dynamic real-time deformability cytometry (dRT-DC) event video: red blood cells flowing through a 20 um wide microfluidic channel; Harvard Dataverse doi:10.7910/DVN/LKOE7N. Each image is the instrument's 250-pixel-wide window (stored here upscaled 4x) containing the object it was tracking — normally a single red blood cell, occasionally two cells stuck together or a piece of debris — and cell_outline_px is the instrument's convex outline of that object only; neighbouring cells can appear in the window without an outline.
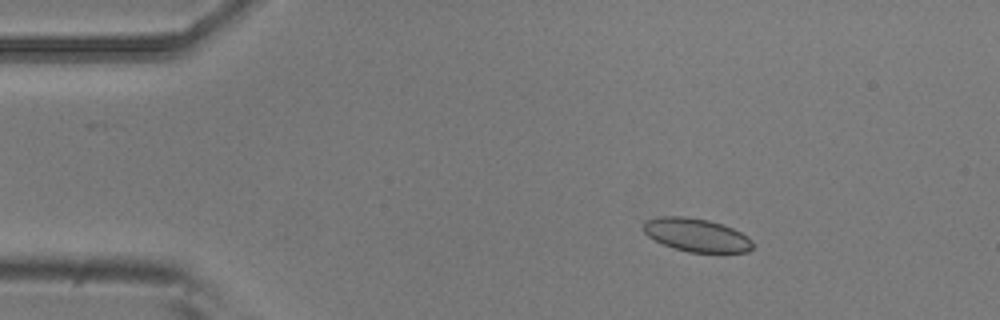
{"species": "common noctule bat (a hibernating species)", "species_latin": "Nyctalus noctula", "temperature_condition": "room temperature", "stored_images_in_passage": 4, "camera_frame_rate_fps": 3000, "um_per_image_px": 0.085, "animal": {"sex": "male", "body_mass_g": 20.5, "forearm_length_mm": 52.5}, "frame": {"image": 1, "passage_image": 2, "time_ms": 0.333, "image_size_px": [1000, 320], "cell_outline_px": [[752, 248], [748, 252], [688, 252], [664, 244], [648, 236], [644, 232], [644, 220], [660, 216], [684, 216], [708, 220], [732, 228], [748, 236], [752, 240]], "centroid_in_image_um": [59.2, 19.97], "position_along_channel_um": 25.8, "area_um2": 20.98}}
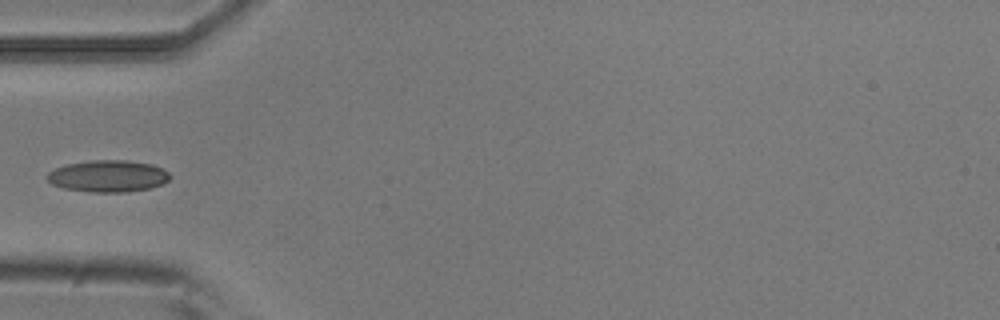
{"frame": {"image": 2, "passage_image": 4, "time_ms": 1.0, "image_size_px": [1000, 320], "cell_outline_px": [[172, 176], [168, 180], [160, 184], [148, 188], [128, 192], [88, 192], [64, 188], [52, 184], [44, 176], [48, 172], [56, 168], [68, 164], [92, 160], [124, 160], [152, 164], [168, 172]], "centroid_in_image_um": [9.16, 14.97], "position_along_channel_um": 75.8, "area_um2": 22.66}}